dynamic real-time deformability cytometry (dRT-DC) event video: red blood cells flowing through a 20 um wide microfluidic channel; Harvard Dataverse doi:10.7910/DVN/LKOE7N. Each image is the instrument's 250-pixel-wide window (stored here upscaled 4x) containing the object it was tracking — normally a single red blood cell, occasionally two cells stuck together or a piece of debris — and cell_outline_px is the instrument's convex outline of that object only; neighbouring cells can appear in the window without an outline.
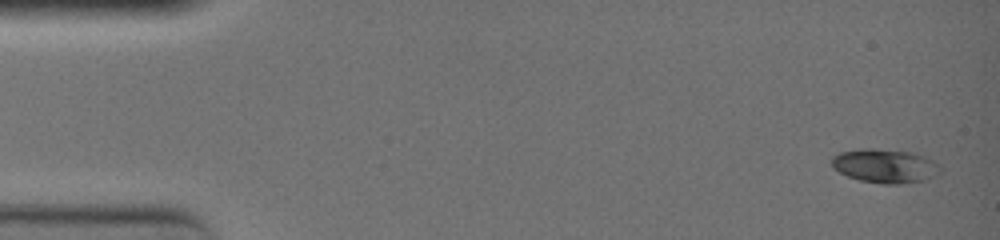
{"species": "common noctule bat (a hibernating species)", "species_latin": "Nyctalus noctula", "temperature_condition": "warm", "stored_images_in_passage": 4, "camera_frame_rate_fps": 3000, "um_per_image_px": 0.085, "animal": {"sex": "female", "body_mass_g": 19.0, "forearm_length_mm": 51.5}, "frame": {"image": 1, "passage_image": 1, "time_ms": 0.0, "image_size_px": [1000, 240], "cell_outline_px": [[940, 172], [924, 180], [900, 184], [884, 184], [860, 180], [848, 176], [832, 168], [832, 156], [840, 152], [860, 148], [872, 148], [916, 152], [940, 164]], "centroid_in_image_um": [75.22, 14.09], "position_along_channel_um": 9.8, "area_um2": 21.56}}